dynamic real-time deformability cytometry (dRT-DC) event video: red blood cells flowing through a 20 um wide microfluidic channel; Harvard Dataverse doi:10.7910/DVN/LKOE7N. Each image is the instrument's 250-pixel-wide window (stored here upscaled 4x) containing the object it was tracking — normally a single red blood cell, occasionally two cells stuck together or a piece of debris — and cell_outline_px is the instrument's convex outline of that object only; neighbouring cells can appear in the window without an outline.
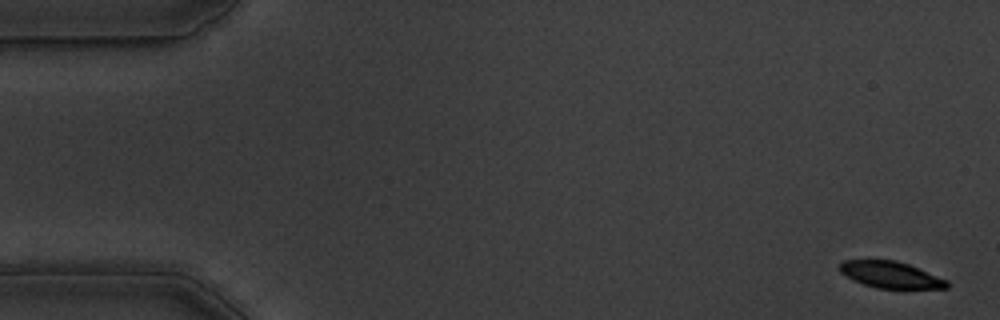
{"species": "common noctule bat (a hibernating species)", "species_latin": "Nyctalus noctula", "temperature_condition": "warm", "stored_images_in_passage": 13, "camera_frame_rate_fps": 3000, "um_per_image_px": 0.085, "animal": {"sex": "male", "body_mass_g": 19.5, "forearm_length_mm": 54.6}, "frame": {"image": 1, "passage_image": 1, "time_ms": 0.0, "image_size_px": [1000, 320], "cell_outline_px": [[948, 288], [876, 288], [852, 280], [840, 272], [840, 264], [844, 260], [896, 260], [908, 264], [948, 280]], "centroid_in_image_um": [75.69, 23.35], "position_along_channel_um": 9.3, "area_um2": 16.42}}